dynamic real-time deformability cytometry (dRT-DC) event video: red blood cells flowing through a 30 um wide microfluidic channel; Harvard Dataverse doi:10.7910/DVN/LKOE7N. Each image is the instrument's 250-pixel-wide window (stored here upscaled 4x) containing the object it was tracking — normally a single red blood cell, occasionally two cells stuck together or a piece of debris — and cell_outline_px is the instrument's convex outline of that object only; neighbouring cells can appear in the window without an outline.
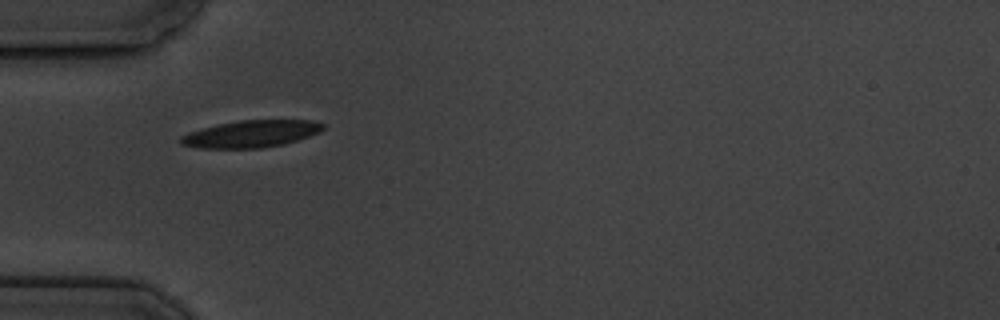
{"species": "common noctule bat (a hibernating species)", "species_latin": "Nyctalus noctula", "temperature_condition": "cold", "stored_images_in_passage": 7, "camera_frame_rate_fps": 3000, "um_per_image_px": 0.085, "animal": {"sex": "male", "body_mass_g": 19.5, "forearm_length_mm": 54.6}, "frame": {"image": 1, "passage_image": 1, "time_ms": 0.0, "image_size_px": [1000, 320], "cell_outline_px": [[324, 128], [320, 132], [284, 144], [260, 148], [200, 148], [180, 144], [180, 136], [188, 132], [216, 124], [240, 120], [312, 120], [324, 124]], "centroid_in_image_um": [21.32, 11.37], "position_along_channel_um": 63.7, "area_um2": 22.43}}
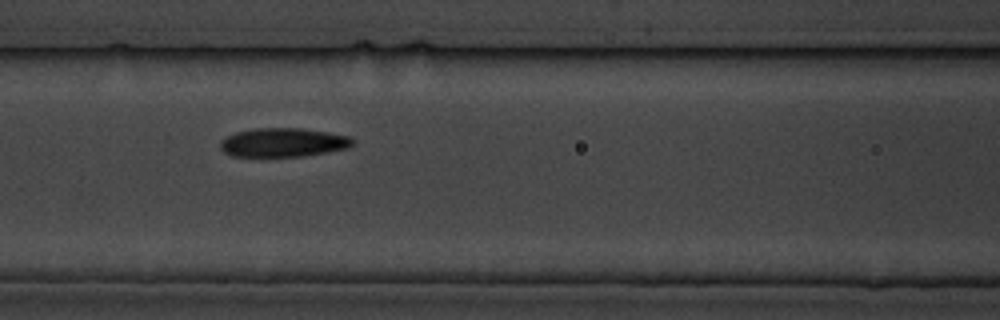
{"frame": {"image": 2, "passage_image": 3, "time_ms": 2.333, "image_size_px": [1000, 320], "cell_outline_px": [[356, 140], [348, 148], [328, 152], [304, 156], [232, 156], [224, 152], [220, 148], [220, 140], [236, 132], [256, 128], [300, 128], [328, 132], [348, 136]], "centroid_in_image_um": [24.08, 12.11], "position_along_channel_um": 142.5, "area_um2": 22.25}}
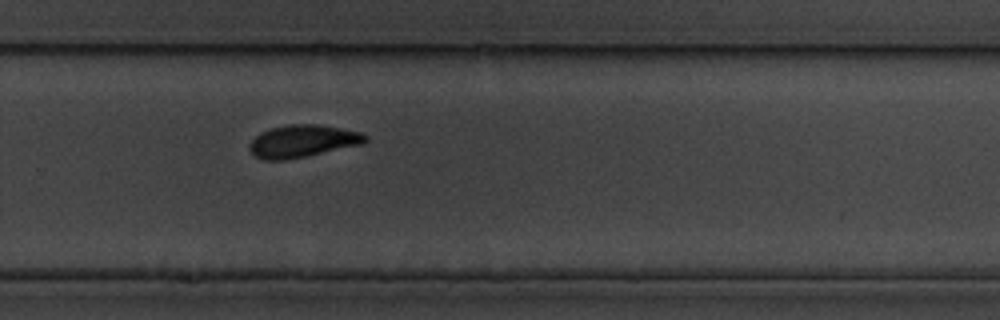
{"frame": {"image": 3, "passage_image": 7, "time_ms": 7.0, "image_size_px": [1000, 320], "cell_outline_px": [[368, 140], [364, 144], [284, 160], [264, 160], [256, 156], [248, 148], [252, 140], [260, 132], [272, 128], [288, 124], [320, 124], [360, 132], [368, 136]], "centroid_in_image_um": [25.74, 11.98], "position_along_channel_um": 304.1, "area_um2": 21.73}}